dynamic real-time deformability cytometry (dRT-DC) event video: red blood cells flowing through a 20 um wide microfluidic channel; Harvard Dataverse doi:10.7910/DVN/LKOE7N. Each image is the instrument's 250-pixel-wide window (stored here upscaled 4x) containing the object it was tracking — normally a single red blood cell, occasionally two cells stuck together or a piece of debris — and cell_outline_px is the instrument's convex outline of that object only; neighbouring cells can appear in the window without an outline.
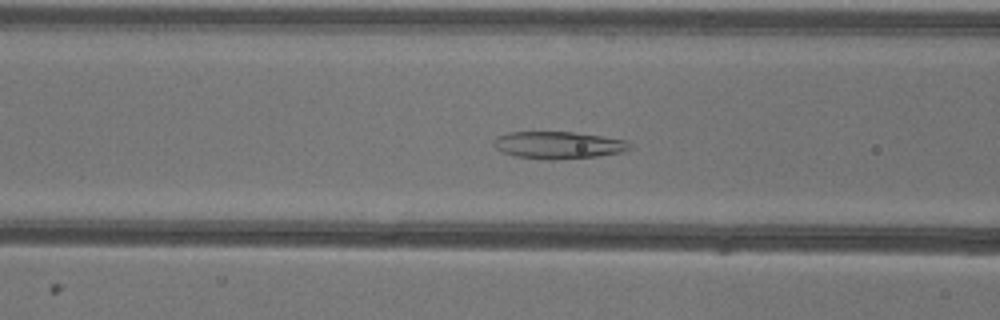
{"species": "common noctule bat (a hibernating species)", "species_latin": "Nyctalus noctula", "temperature_condition": "warm", "stored_images_in_passage": 51, "camera_frame_rate_fps": 3000, "um_per_image_px": 0.085, "animal": {"sex": "female"}, "frame": {"image": 1, "passage_image": 19, "time_ms": 6.0, "image_size_px": [1000, 320], "cell_outline_px": [[632, 148], [624, 152], [600, 156], [556, 160], [544, 160], [516, 156], [504, 152], [496, 148], [492, 144], [500, 136], [508, 132], [572, 132], [628, 140], [632, 144]], "centroid_in_image_um": [47.54, 12.35], "position_along_channel_um": 119.1, "area_um2": 21.68}}
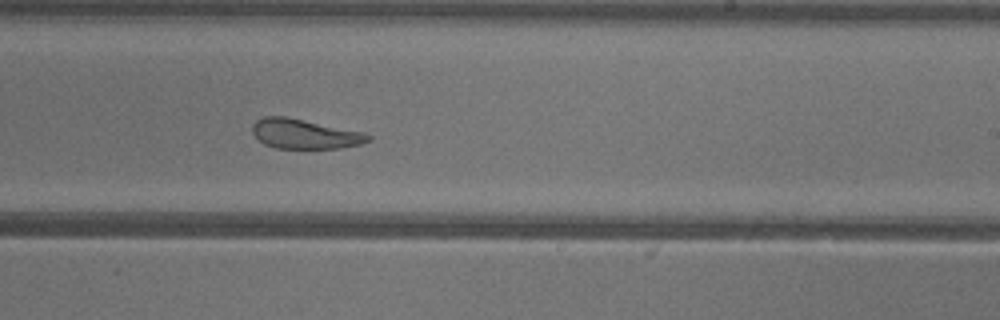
{"frame": {"image": 2, "passage_image": 30, "time_ms": 9.667, "image_size_px": [1000, 320], "cell_outline_px": [[372, 140], [360, 144], [340, 148], [276, 148], [264, 144], [252, 132], [252, 124], [256, 120], [264, 116], [284, 116], [364, 132], [372, 136]], "centroid_in_image_um": [25.91, 11.38], "position_along_channel_um": 263.1, "area_um2": 19.94}}
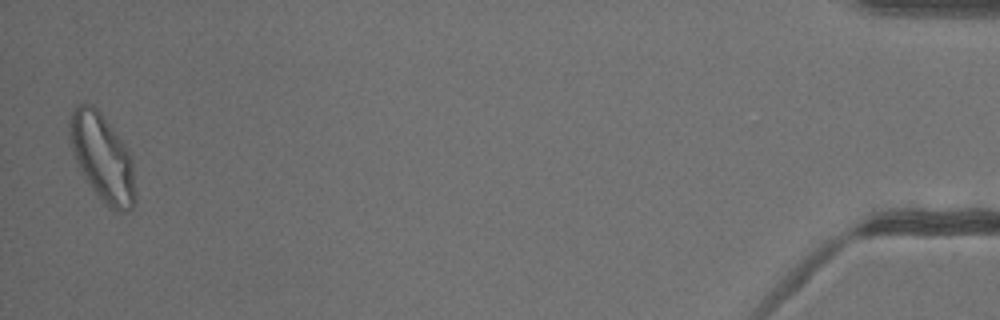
{"frame": {"image": 3, "passage_image": 50, "time_ms": 16.333, "image_size_px": [1000, 320], "cell_outline_px": [[136, 200], [132, 208], [128, 212], [116, 212], [108, 208], [104, 204], [80, 172], [72, 152], [68, 136], [68, 124], [72, 112], [76, 104], [92, 104], [100, 112], [112, 128], [128, 152], [132, 160], [136, 192]], "centroid_in_image_um": [8.68, 13.45], "position_along_channel_um": 426.5, "area_um2": 33.58}, "authors_computed_cell_mechanics": {"area_um2": 25.2586, "velocity_mm_per_s": 3.9353, "shape_relaxation_time_tau1_ms": null, "shape_relaxation_time_tau2_ms": 2.2509, "deformation_change_tau1": null, "deformation_change_tau2": 0.0818}}